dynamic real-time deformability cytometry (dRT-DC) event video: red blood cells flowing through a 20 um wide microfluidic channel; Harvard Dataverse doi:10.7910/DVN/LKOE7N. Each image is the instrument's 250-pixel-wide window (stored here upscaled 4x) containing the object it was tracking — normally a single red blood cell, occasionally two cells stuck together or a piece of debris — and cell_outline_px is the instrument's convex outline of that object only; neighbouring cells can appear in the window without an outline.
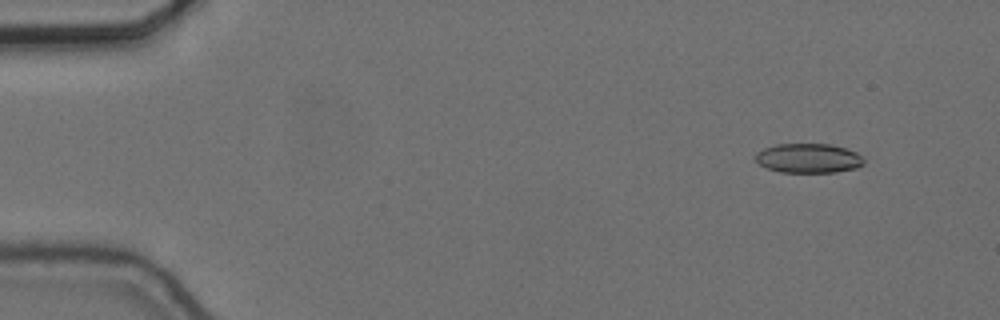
{"species": "common noctule bat (a hibernating species)", "species_latin": "Nyctalus noctula", "temperature_condition": "cold", "stored_images_in_passage": 57, "camera_frame_rate_fps": 3000, "um_per_image_px": 0.085, "animal": {"sex": "female", "body_mass_g": 24.6, "forearm_length_mm": 56.2}, "frame": {"image": 1, "passage_image": 6, "time_ms": 1.667, "image_size_px": [1000, 320], "cell_outline_px": [[864, 164], [856, 168], [836, 172], [780, 172], [768, 168], [760, 164], [756, 160], [756, 152], [764, 148], [776, 144], [832, 144], [856, 152], [864, 160]], "centroid_in_image_um": [68.72, 13.44], "position_along_channel_um": 16.3, "area_um2": 18.5}}
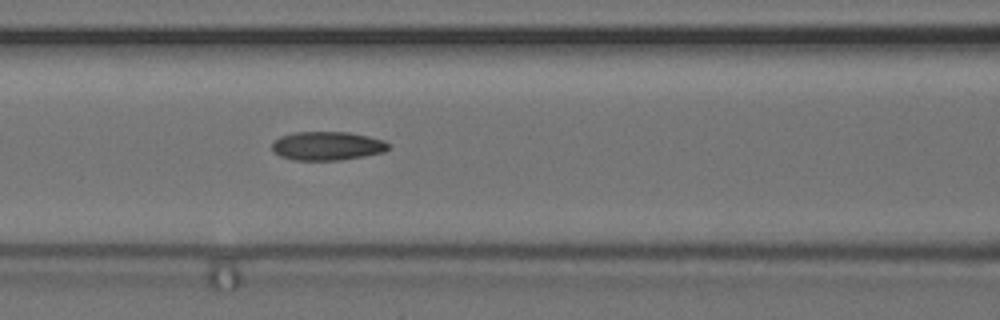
{"frame": {"image": 2, "passage_image": 25, "time_ms": 8.0, "image_size_px": [1000, 320], "cell_outline_px": [[388, 148], [384, 152], [364, 156], [340, 160], [292, 160], [280, 156], [272, 148], [272, 140], [280, 136], [292, 132], [348, 132], [368, 136], [384, 140], [388, 144]], "centroid_in_image_um": [27.78, 12.4], "position_along_channel_um": 138.8, "area_um2": 19.54}}
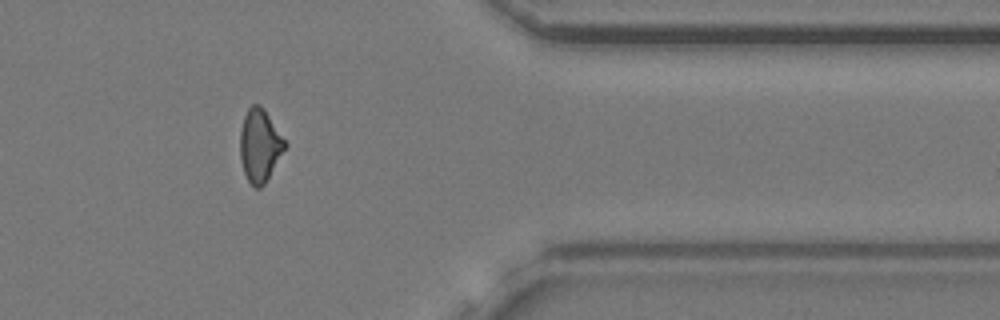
{"frame": {"image": 3, "passage_image": 47, "time_ms": 15.333, "image_size_px": [1000, 320], "cell_outline_px": [[288, 144], [264, 184], [260, 188], [256, 188], [248, 180], [244, 172], [240, 160], [240, 128], [244, 116], [248, 108], [252, 104], [260, 104], [264, 108]], "centroid_in_image_um": [22.07, 12.33], "position_along_channel_um": 389.3, "area_um2": 19.02}, "authors_computed_cell_mechanics": {"area_um2": 18.8428, "velocity_mm_per_s": 3.6711, "shape_relaxation_time_tau1_ms": null, "shape_relaxation_time_tau2_ms": 6.1233, "deformation_change_tau1": null, "deformation_change_tau2": 0.1326}}